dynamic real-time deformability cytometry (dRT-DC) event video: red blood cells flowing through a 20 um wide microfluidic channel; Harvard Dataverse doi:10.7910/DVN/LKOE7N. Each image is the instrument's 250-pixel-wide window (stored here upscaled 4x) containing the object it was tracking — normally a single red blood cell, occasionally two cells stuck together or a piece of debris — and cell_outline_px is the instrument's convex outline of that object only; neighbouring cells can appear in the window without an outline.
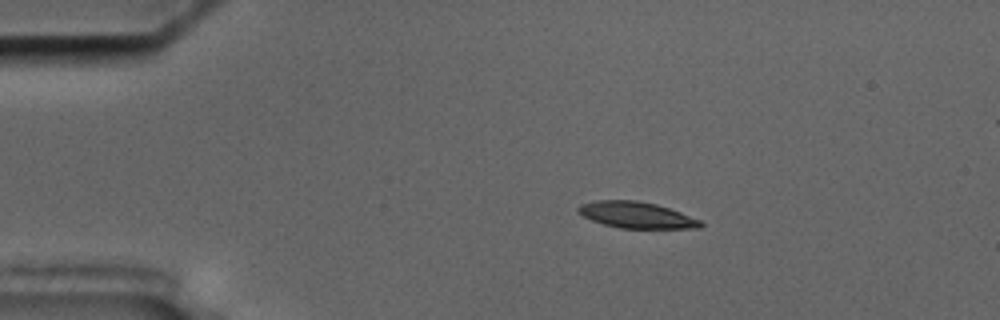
{"species": "common noctule bat (a hibernating species)", "species_latin": "Nyctalus noctula", "temperature_condition": "cold", "stored_images_in_passage": 46, "camera_frame_rate_fps": 3000, "um_per_image_px": 0.085, "animal": {"sex": "male", "body_mass_g": 17.5, "forearm_length_mm": 52.3}, "frame": {"image": 1, "passage_image": 1, "time_ms": 0.0, "image_size_px": [1000, 320], "cell_outline_px": [[704, 224], [700, 228], [620, 228], [604, 224], [592, 220], [584, 216], [576, 208], [580, 204], [596, 200], [636, 200], [656, 204], [680, 212], [700, 220]], "centroid_in_image_um": [54.1, 18.27], "position_along_channel_um": 30.9, "area_um2": 18.55}}
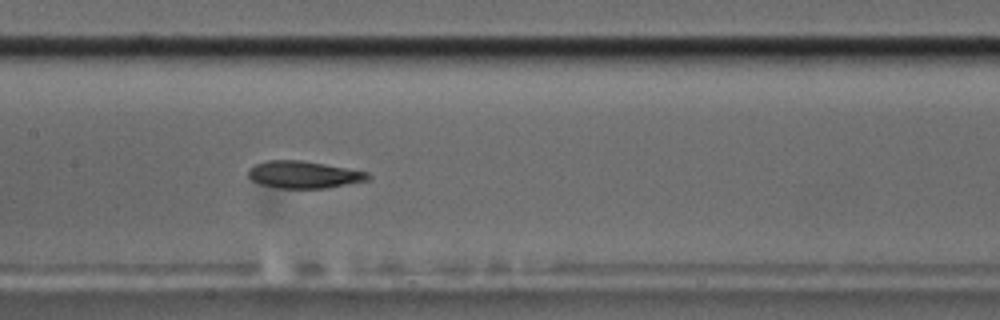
{"frame": {"image": 2, "passage_image": 18, "time_ms": 5.667, "image_size_px": [1000, 320], "cell_outline_px": [[372, 176], [368, 180], [324, 188], [280, 188], [260, 184], [252, 180], [248, 176], [248, 168], [264, 160], [300, 160], [324, 164], [368, 172]], "centroid_in_image_um": [25.79, 14.84], "position_along_channel_um": 181.6, "area_um2": 18.84}}
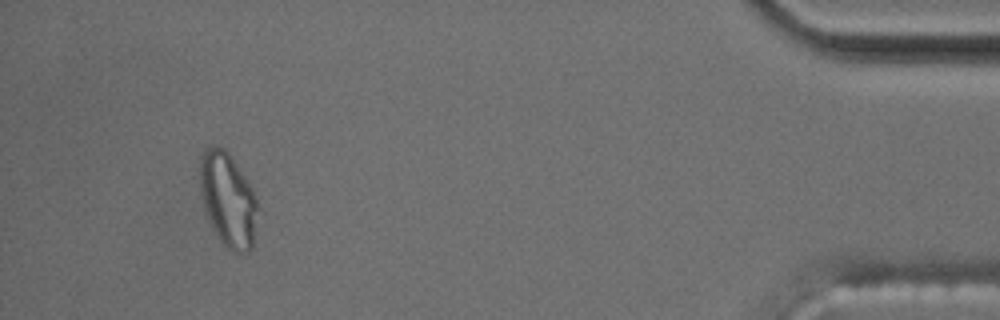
{"frame": {"image": 3, "passage_image": 43, "time_ms": 14.0, "image_size_px": [1000, 320], "cell_outline_px": [[256, 208], [252, 248], [248, 252], [232, 252], [220, 240], [208, 220], [204, 208], [200, 192], [200, 156], [204, 148], [212, 144], [224, 148], [228, 152], [252, 188], [256, 196]], "centroid_in_image_um": [19.33, 16.93], "position_along_channel_um": 415.9, "area_um2": 31.33}, "authors_computed_cell_mechanics": {"area_um2": 19.941, "velocity_mm_per_s": 3.6016, "shape_relaxation_time_tau1_ms": null, "shape_relaxation_time_tau2_ms": 2.0181, "deformation_change_tau1": null, "deformation_change_tau2": 0.0929}}